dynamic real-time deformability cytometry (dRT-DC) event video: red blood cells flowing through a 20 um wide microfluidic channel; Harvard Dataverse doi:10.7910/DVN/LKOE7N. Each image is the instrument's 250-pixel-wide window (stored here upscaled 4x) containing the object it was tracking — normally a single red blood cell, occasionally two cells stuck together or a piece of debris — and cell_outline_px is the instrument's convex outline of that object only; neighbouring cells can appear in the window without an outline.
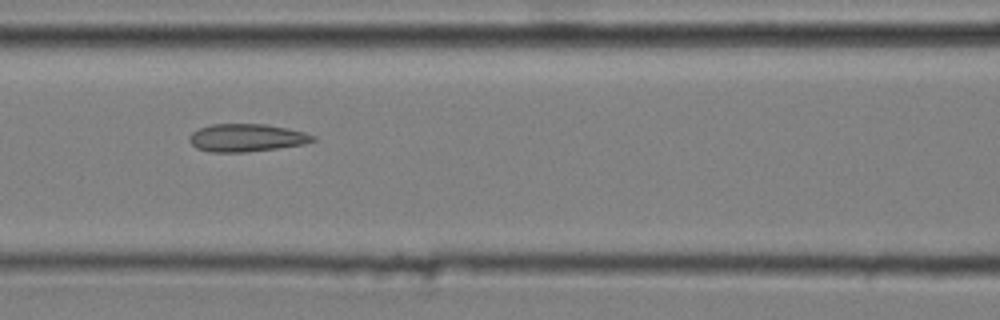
{"species": "common noctule bat (a hibernating species)", "species_latin": "Nyctalus noctula", "temperature_condition": "cold", "stored_images_in_passage": 12, "camera_frame_rate_fps": 3000, "um_per_image_px": 0.085, "animal": {"sex": "male", "body_mass_g": 20.4}, "frame": {"image": 1, "passage_image": 6, "time_ms": 1.667, "image_size_px": [1000, 320], "cell_outline_px": [[316, 140], [304, 144], [248, 152], [208, 152], [196, 148], [188, 140], [188, 136], [192, 132], [200, 128], [212, 124], [264, 124], [288, 128], [304, 132], [316, 136]], "centroid_in_image_um": [20.94, 11.71], "position_along_channel_um": 145.7, "area_um2": 20.06}}
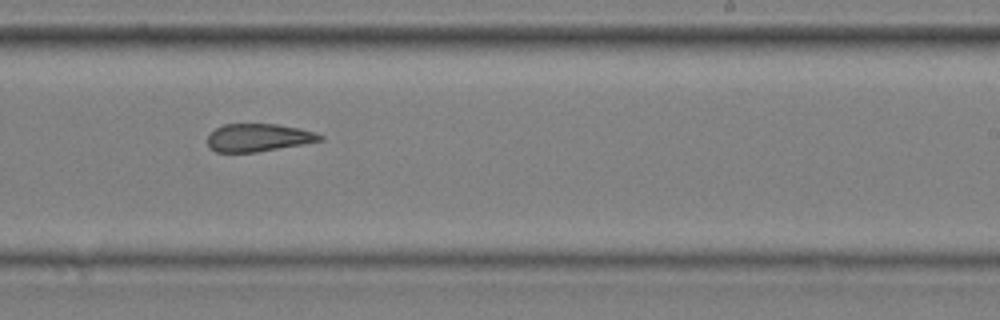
{"frame": {"image": 2, "passage_image": 9, "time_ms": 2.667, "image_size_px": [1000, 320], "cell_outline_px": [[324, 140], [256, 152], [216, 152], [208, 148], [208, 136], [216, 128], [224, 124], [276, 124], [300, 128], [316, 132], [324, 136]], "centroid_in_image_um": [21.97, 11.69], "position_along_channel_um": 267.0, "area_um2": 18.21}}
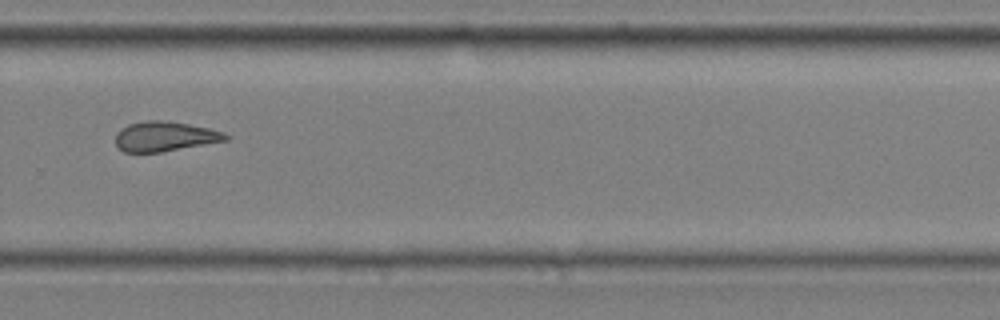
{"frame": {"image": 3, "passage_image": 10, "time_ms": 3.0, "image_size_px": [1000, 320], "cell_outline_px": [[228, 140], [160, 152], [124, 152], [116, 144], [116, 132], [120, 128], [128, 124], [144, 120], [160, 120], [188, 124], [208, 128], [224, 132], [228, 136]], "centroid_in_image_um": [13.98, 11.59], "position_along_channel_um": 315.8, "area_um2": 19.02}}